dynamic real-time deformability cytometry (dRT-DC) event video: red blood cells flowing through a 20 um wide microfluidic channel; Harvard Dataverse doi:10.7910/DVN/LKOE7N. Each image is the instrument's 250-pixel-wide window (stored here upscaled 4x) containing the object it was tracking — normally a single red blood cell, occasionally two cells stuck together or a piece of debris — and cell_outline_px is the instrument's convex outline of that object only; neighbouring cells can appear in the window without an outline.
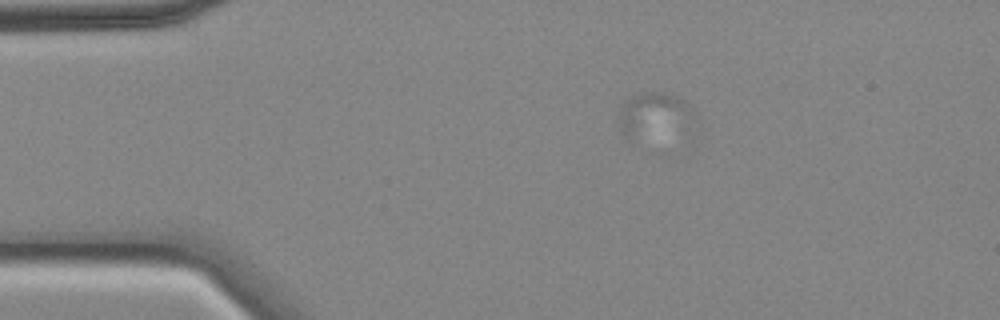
{"species": "common noctule bat (a hibernating species)", "species_latin": "Nyctalus noctula", "temperature_condition": "cold", "stored_images_in_passage": 51, "camera_frame_rate_fps": 3000, "um_per_image_px": 0.085, "animal": {"sex": "female", "body_mass_g": 18.4}, "frame": {"image": 1, "passage_image": 1, "time_ms": 0.0, "image_size_px": [1000, 320], "cell_outline_px": [[696, 128], [688, 140], [624, 140], [616, 124], [616, 116], [620, 104], [624, 100], [644, 92], [664, 92], [684, 100], [688, 104], [696, 116]], "centroid_in_image_um": [55.72, 10.01], "position_along_channel_um": 29.3, "area_um2": 23.64}}
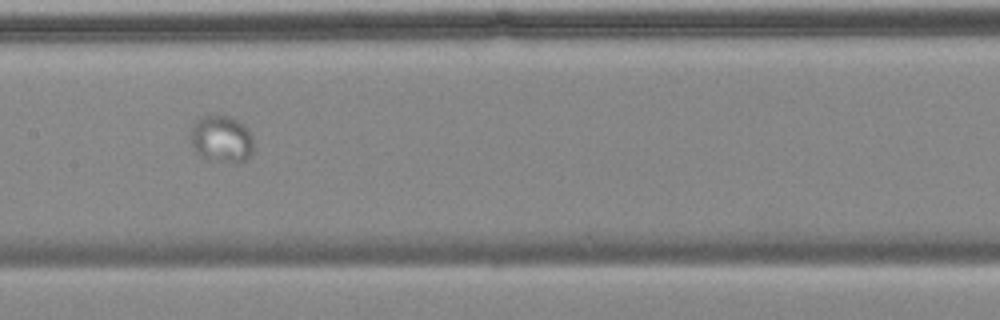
{"frame": {"image": 2, "passage_image": 20, "time_ms": 6.333, "image_size_px": [1000, 320], "cell_outline_px": [[252, 152], [248, 160], [208, 160], [200, 156], [192, 148], [192, 120], [200, 116], [228, 116], [240, 120], [248, 128], [252, 136]], "centroid_in_image_um": [18.81, 11.77], "position_along_channel_um": 188.6, "area_um2": 17.17}}
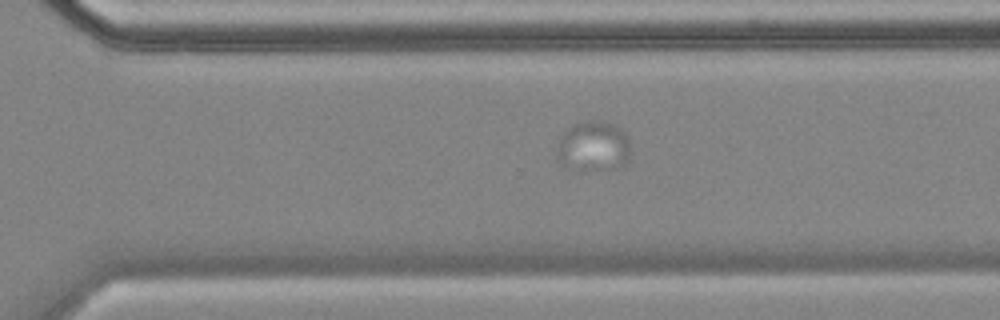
{"frame": {"image": 3, "passage_image": 32, "time_ms": 10.333, "image_size_px": [1000, 320], "cell_outline_px": [[632, 152], [628, 164], [624, 168], [560, 168], [556, 164], [556, 148], [560, 136], [572, 124], [584, 120], [604, 120], [620, 128], [628, 136], [632, 144]], "centroid_in_image_um": [50.45, 12.43], "position_along_channel_um": 320.1, "area_um2": 22.54}}